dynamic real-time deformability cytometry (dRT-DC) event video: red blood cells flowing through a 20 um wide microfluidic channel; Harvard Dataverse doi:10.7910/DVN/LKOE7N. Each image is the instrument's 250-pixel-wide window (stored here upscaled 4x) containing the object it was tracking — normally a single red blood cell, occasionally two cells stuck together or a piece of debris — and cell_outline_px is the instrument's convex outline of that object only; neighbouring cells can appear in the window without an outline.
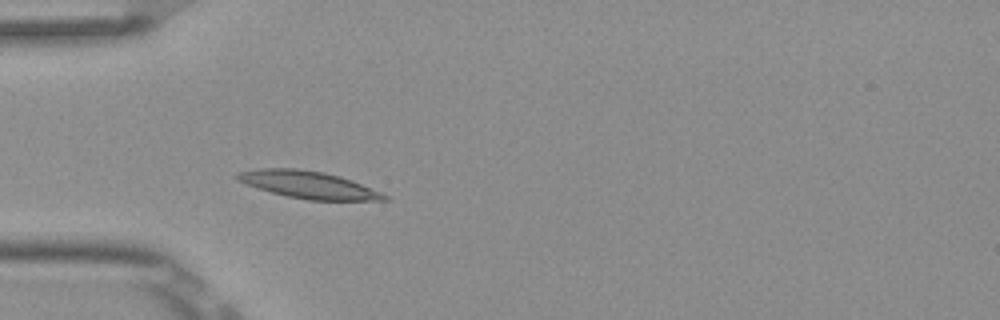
{"species": "Egyptian fruit bat (a non-hibernating species)", "species_latin": "Rousettus aegyptiacus", "temperature_condition": "room temperature", "stored_images_in_passage": 3, "camera_frame_rate_fps": 3000, "um_per_image_px": 0.085, "frame": {"image": 1, "passage_image": 3, "time_ms": 0.667, "image_size_px": [1000, 320], "cell_outline_px": [[392, 200], [308, 200], [288, 196], [272, 192], [236, 180], [232, 176], [240, 172], [260, 168], [296, 168], [324, 172], [340, 176], [352, 180], [380, 192], [388, 196]], "centroid_in_image_um": [26.22, 15.7], "position_along_channel_um": 58.8, "area_um2": 23.12}}